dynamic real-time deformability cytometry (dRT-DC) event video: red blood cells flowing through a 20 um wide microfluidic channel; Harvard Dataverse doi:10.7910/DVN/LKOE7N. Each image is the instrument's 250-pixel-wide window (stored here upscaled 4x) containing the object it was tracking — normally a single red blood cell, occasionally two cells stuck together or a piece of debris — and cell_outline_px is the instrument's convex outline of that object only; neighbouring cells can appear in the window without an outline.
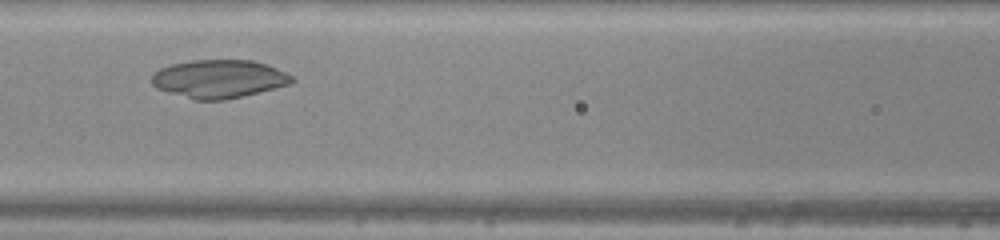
{"species": "common noctule bat (a hibernating species)", "species_latin": "Nyctalus noctula", "temperature_condition": "warm", "stored_images_in_passage": 28, "camera_frame_rate_fps": 3000, "um_per_image_px": 0.085, "animal": {"sex": "male", "body_mass_g": 20.0, "forearm_length_mm": 53.3}, "frame": {"image": 1, "passage_image": 11, "time_ms": 3.333, "image_size_px": [1000, 240], "cell_outline_px": [[296, 80], [292, 84], [224, 100], [192, 100], [156, 88], [152, 84], [152, 76], [160, 68], [172, 64], [192, 60], [252, 60], [268, 64], [292, 76]], "centroid_in_image_um": [18.62, 6.71], "position_along_channel_um": 148.0, "area_um2": 31.21}}
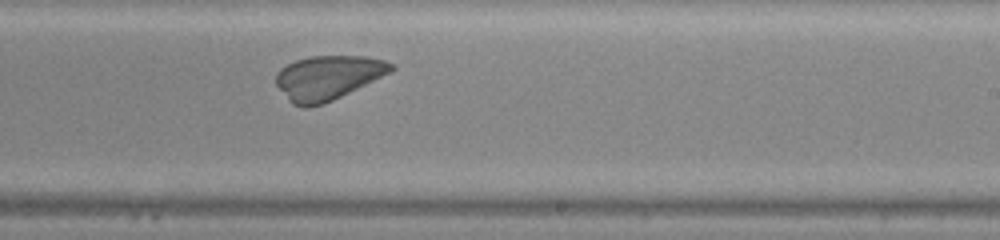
{"frame": {"image": 2, "passage_image": 19, "time_ms": 6.0, "image_size_px": [1000, 240], "cell_outline_px": [[396, 68], [392, 72], [324, 104], [304, 108], [292, 104], [288, 100], [276, 84], [276, 72], [280, 68], [296, 60], [312, 56], [364, 56], [384, 60], [392, 64]], "centroid_in_image_um": [27.87, 6.6], "position_along_channel_um": 261.1, "area_um2": 29.65}}
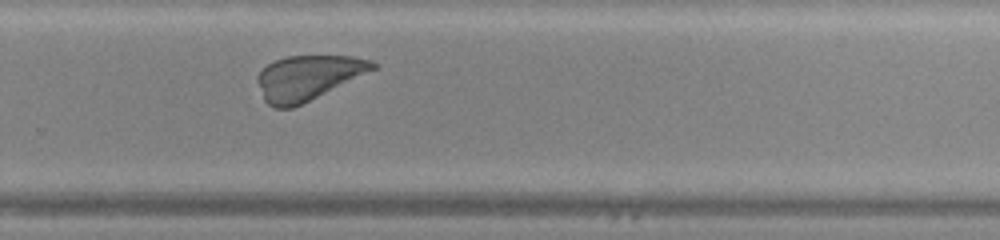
{"frame": {"image": 3, "passage_image": 22, "time_ms": 7.0, "image_size_px": [1000, 240], "cell_outline_px": [[376, 68], [292, 108], [272, 108], [264, 100], [256, 80], [256, 76], [268, 64], [276, 60], [288, 56], [352, 56], [372, 60], [376, 64]], "centroid_in_image_um": [26.13, 6.6], "position_along_channel_um": 303.7, "area_um2": 29.48}}